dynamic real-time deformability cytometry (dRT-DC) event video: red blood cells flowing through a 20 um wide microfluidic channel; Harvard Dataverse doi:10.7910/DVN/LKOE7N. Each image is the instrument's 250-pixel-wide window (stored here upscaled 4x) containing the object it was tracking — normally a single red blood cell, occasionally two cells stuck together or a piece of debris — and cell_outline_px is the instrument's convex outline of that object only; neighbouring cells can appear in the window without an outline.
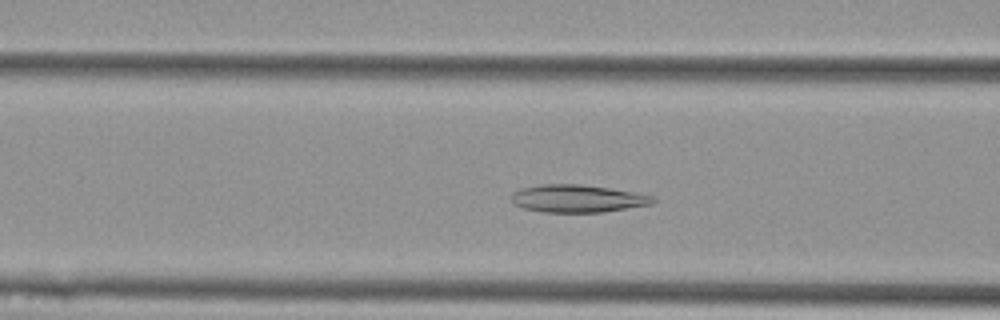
{"species": "Egyptian fruit bat (a non-hibernating species)", "species_latin": "Rousettus aegyptiacus", "temperature_condition": "cold", "stored_images_in_passage": 50, "camera_frame_rate_fps": 3000, "um_per_image_px": 0.085, "animal": {"sex": "female"}, "frame": {"image": 1, "passage_image": 16, "time_ms": 5.0, "image_size_px": [1000, 320], "cell_outline_px": [[656, 200], [652, 204], [604, 212], [544, 212], [524, 208], [512, 204], [512, 192], [520, 188], [544, 184], [580, 184], [608, 188], [632, 192], [652, 196]], "centroid_in_image_um": [49.05, 16.88], "position_along_channel_um": 117.5, "area_um2": 22.66}}
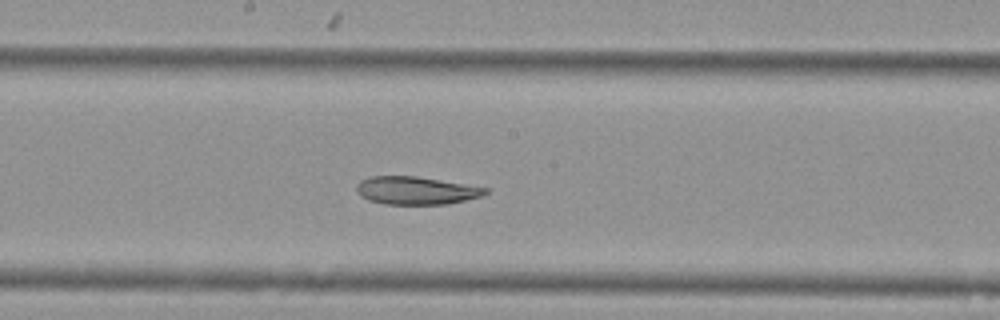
{"frame": {"image": 2, "passage_image": 24, "time_ms": 7.667, "image_size_px": [1000, 320], "cell_outline_px": [[488, 192], [484, 196], [448, 204], [384, 204], [368, 200], [360, 196], [356, 192], [356, 184], [360, 180], [368, 176], [416, 176], [488, 188]], "centroid_in_image_um": [35.33, 16.19], "position_along_channel_um": 212.9, "area_um2": 21.1}}
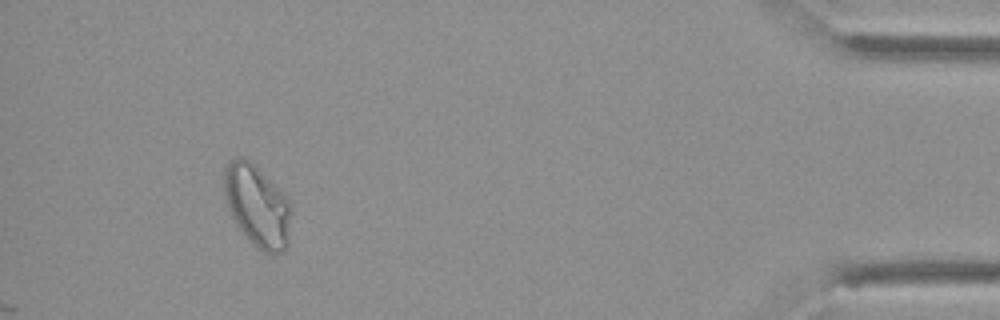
{"frame": {"image": 3, "passage_image": 46, "time_ms": 15.0, "image_size_px": [1000, 320], "cell_outline_px": [[292, 208], [288, 248], [280, 252], [264, 252], [252, 244], [240, 228], [232, 216], [228, 208], [224, 196], [224, 168], [232, 160], [240, 156], [244, 156], [292, 204]], "centroid_in_image_um": [21.87, 17.53], "position_along_channel_um": 413.3, "area_um2": 31.39}}